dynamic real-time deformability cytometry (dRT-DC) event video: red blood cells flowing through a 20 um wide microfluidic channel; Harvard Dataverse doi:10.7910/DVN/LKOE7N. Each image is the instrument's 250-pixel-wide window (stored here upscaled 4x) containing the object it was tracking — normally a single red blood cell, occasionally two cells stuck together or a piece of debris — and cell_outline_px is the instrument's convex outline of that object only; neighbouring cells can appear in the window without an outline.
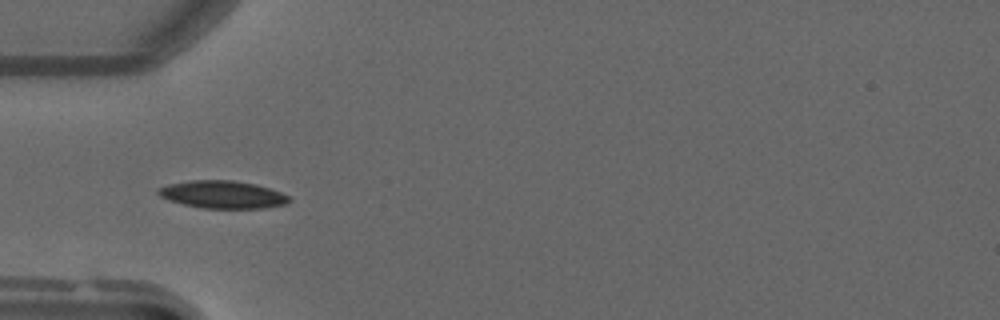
{"species": "common noctule bat (a hibernating species)", "species_latin": "Nyctalus noctula", "temperature_condition": "warm", "stored_images_in_passage": 36, "camera_frame_rate_fps": 3000, "um_per_image_px": 0.085, "animal": {"sex": "male", "forearm_length_mm": 52.5}, "frame": {"image": 1, "passage_image": 3, "time_ms": 0.667, "image_size_px": [1000, 320], "cell_outline_px": [[292, 200], [284, 204], [264, 208], [204, 208], [184, 204], [168, 200], [160, 196], [156, 192], [156, 188], [168, 184], [192, 180], [232, 180], [256, 184], [280, 192], [288, 196]], "centroid_in_image_um": [18.88, 16.53], "position_along_channel_um": 66.1, "area_um2": 20.98}}
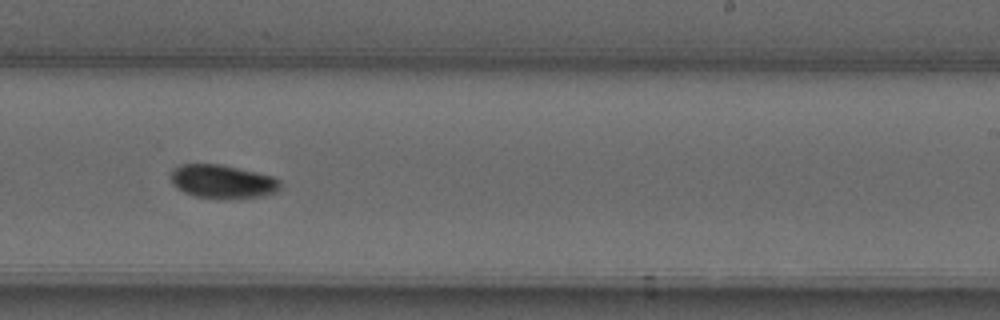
{"frame": {"image": 2, "passage_image": 18, "time_ms": 5.667, "image_size_px": [1000, 320], "cell_outline_px": [[280, 188], [276, 192], [260, 196], [228, 200], [220, 200], [192, 196], [176, 188], [172, 184], [168, 176], [172, 168], [180, 164], [220, 164], [256, 172], [272, 176], [280, 180]], "centroid_in_image_um": [18.84, 15.45], "position_along_channel_um": 270.2, "area_um2": 22.02}}
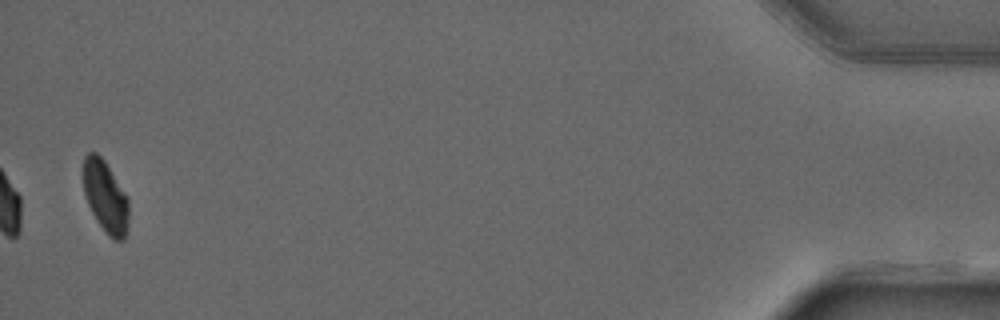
{"frame": {"image": 3, "passage_image": 36, "time_ms": 11.667, "image_size_px": [1000, 320], "cell_outline_px": [[128, 220], [124, 240], [112, 240], [108, 236], [96, 220], [88, 204], [84, 192], [80, 168], [84, 156], [88, 152], [96, 152], [104, 160], [128, 196]], "centroid_in_image_um": [8.92, 16.67], "position_along_channel_um": 426.3, "area_um2": 19.48}}